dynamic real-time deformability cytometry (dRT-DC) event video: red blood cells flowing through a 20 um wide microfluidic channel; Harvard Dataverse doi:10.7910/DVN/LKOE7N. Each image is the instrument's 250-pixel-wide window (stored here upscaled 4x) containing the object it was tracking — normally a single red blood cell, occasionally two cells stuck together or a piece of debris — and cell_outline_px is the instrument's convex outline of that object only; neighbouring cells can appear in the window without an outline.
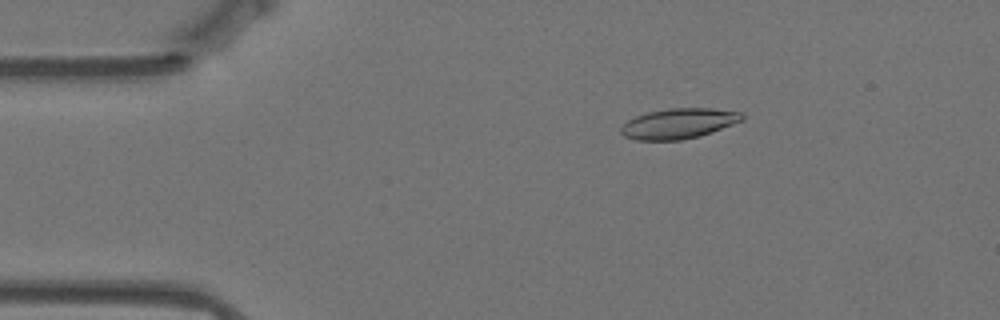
{"species": "Egyptian fruit bat (a non-hibernating species)", "species_latin": "Rousettus aegyptiacus", "temperature_condition": "warm", "stored_images_in_passage": 57, "camera_frame_rate_fps": 3000, "um_per_image_px": 0.085, "animal": {"sex": "female"}, "frame": {"image": 1, "passage_image": 9, "time_ms": 2.667, "image_size_px": [1000, 320], "cell_outline_px": [[744, 120], [700, 136], [680, 140], [636, 140], [624, 136], [620, 132], [620, 128], [628, 120], [636, 116], [648, 112], [668, 108], [712, 108], [740, 112], [744, 116]], "centroid_in_image_um": [57.68, 10.5], "position_along_channel_um": 27.3, "area_um2": 21.33}}
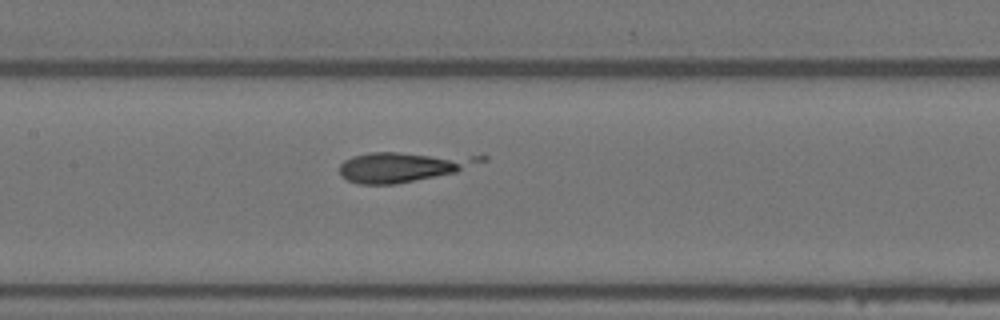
{"frame": {"image": 2, "passage_image": 26, "time_ms": 8.333, "image_size_px": [1000, 320], "cell_outline_px": [[488, 160], [456, 172], [396, 184], [360, 184], [348, 180], [340, 176], [340, 164], [344, 160], [352, 156], [368, 152], [396, 152], [488, 156]], "centroid_in_image_um": [34.26, 14.16], "position_along_channel_um": 173.1, "area_um2": 24.74}}
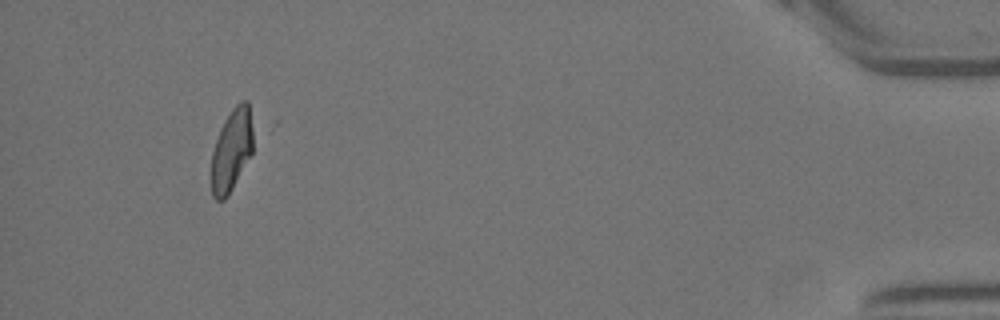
{"frame": {"image": 3, "passage_image": 53, "time_ms": 17.333, "image_size_px": [1000, 320], "cell_outline_px": [[252, 152], [228, 196], [224, 200], [216, 200], [212, 196], [212, 152], [220, 128], [224, 120], [232, 108], [240, 100], [248, 100], [252, 128]], "centroid_in_image_um": [19.68, 12.74], "position_along_channel_um": 415.5, "area_um2": 19.83}}